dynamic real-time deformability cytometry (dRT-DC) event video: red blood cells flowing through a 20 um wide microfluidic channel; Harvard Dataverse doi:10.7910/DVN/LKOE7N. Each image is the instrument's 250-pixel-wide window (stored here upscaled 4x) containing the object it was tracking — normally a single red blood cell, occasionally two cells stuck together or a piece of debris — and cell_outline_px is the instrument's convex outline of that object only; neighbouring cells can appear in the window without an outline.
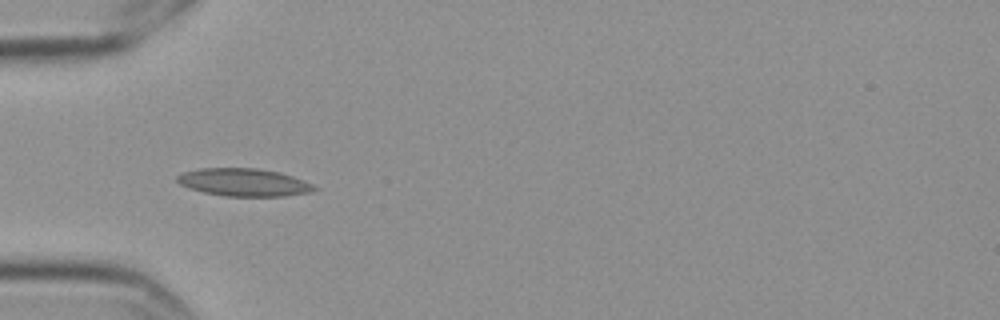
{"species": "Egyptian fruit bat (a non-hibernating species)", "species_latin": "Rousettus aegyptiacus", "temperature_condition": "cold", "stored_images_in_passage": 10, "camera_frame_rate_fps": 3000, "um_per_image_px": 0.085, "frame": {"image": 1, "passage_image": 5, "time_ms": 1.333, "image_size_px": [1000, 320], "cell_outline_px": [[320, 188], [312, 192], [284, 196], [224, 196], [204, 192], [188, 188], [180, 184], [176, 180], [176, 176], [184, 172], [200, 168], [256, 168], [280, 172], [304, 180]], "centroid_in_image_um": [20.75, 15.5], "position_along_channel_um": 64.3, "area_um2": 22.25}}
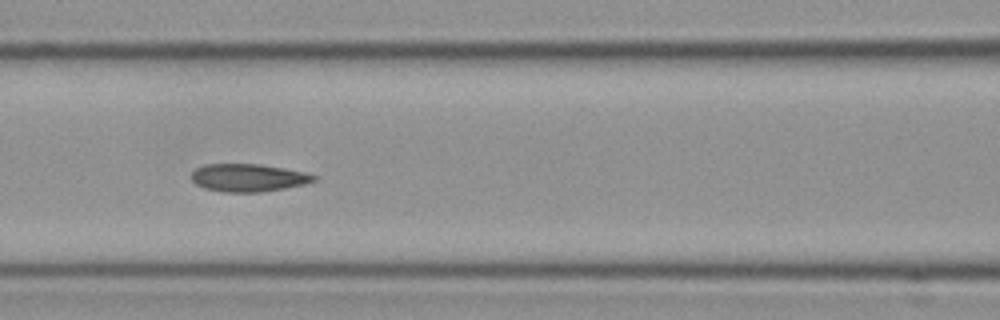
{"frame": {"image": 2, "passage_image": 7, "time_ms": 2.0, "image_size_px": [1000, 320], "cell_outline_px": [[316, 180], [304, 184], [264, 192], [224, 192], [204, 188], [196, 184], [192, 180], [192, 172], [196, 168], [208, 164], [260, 164], [284, 168], [304, 172], [316, 176]], "centroid_in_image_um": [21.09, 15.11], "position_along_channel_um": 145.5, "area_um2": 19.71}}
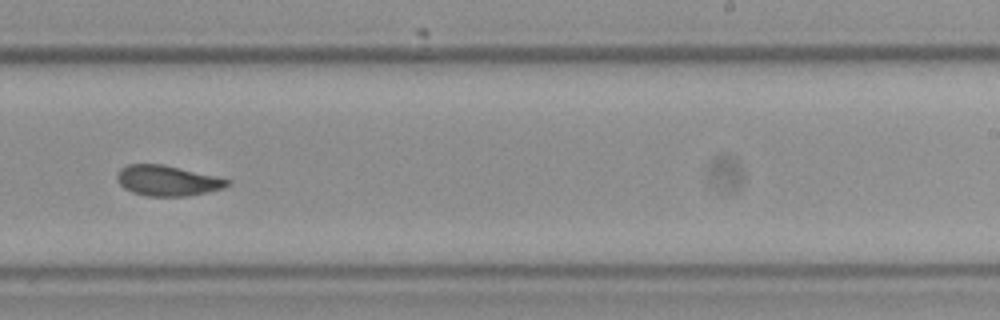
{"frame": {"image": 3, "passage_image": 10, "time_ms": 3.0, "image_size_px": [1000, 320], "cell_outline_px": [[232, 184], [224, 188], [208, 192], [188, 196], [148, 196], [132, 192], [124, 188], [116, 180], [116, 176], [120, 168], [128, 164], [160, 164], [232, 180]], "centroid_in_image_um": [14.23, 15.36], "position_along_channel_um": 274.8, "area_um2": 19.48}}